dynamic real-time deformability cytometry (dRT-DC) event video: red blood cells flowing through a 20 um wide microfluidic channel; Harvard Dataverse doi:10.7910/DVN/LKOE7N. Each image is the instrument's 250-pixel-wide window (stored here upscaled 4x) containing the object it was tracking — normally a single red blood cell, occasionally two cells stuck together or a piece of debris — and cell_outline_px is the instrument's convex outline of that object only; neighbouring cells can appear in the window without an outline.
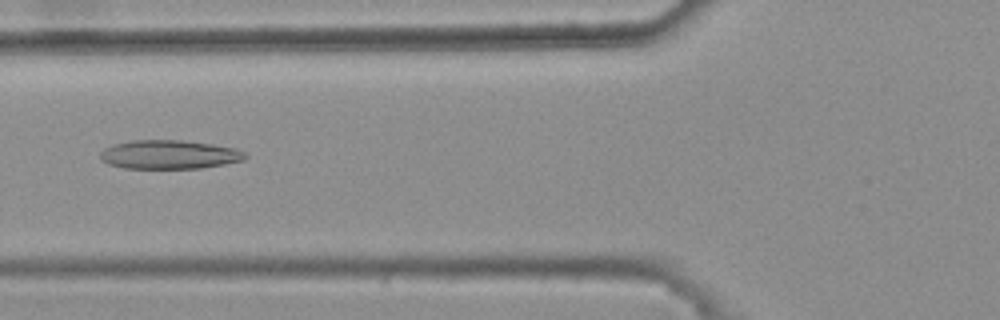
{"species": "common noctule bat (a hibernating species)", "species_latin": "Nyctalus noctula", "temperature_condition": "warm", "stored_images_in_passage": 35, "camera_frame_rate_fps": 3000, "um_per_image_px": 0.085, "animal": {"sex": "female", "body_mass_g": 25.1}, "frame": {"image": 1, "passage_image": 8, "time_ms": 2.333, "image_size_px": [1000, 320], "cell_outline_px": [[248, 156], [244, 160], [224, 164], [200, 168], [124, 168], [108, 164], [100, 160], [100, 152], [104, 148], [112, 144], [132, 140], [180, 140], [212, 144], [236, 148], [244, 152]], "centroid_in_image_um": [14.36, 13.13], "position_along_channel_um": 111.4, "area_um2": 24.45}}
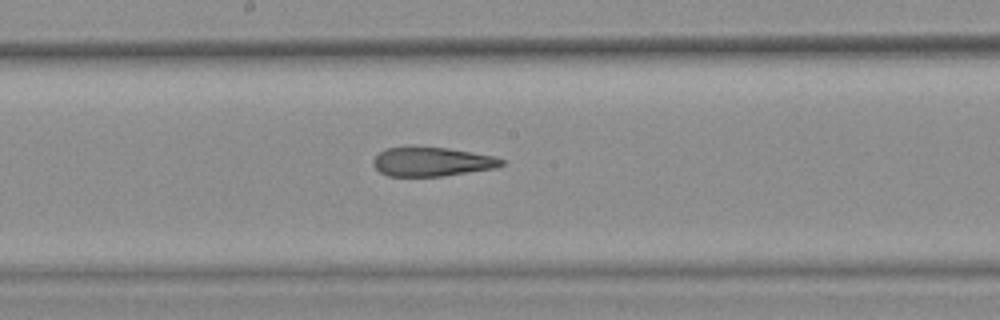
{"frame": {"image": 2, "passage_image": 16, "time_ms": 5.0, "image_size_px": [1000, 320], "cell_outline_px": [[504, 164], [496, 168], [444, 176], [388, 176], [380, 172], [372, 164], [372, 160], [380, 152], [388, 148], [448, 148], [496, 156], [504, 160]], "centroid_in_image_um": [36.75, 13.76], "position_along_channel_um": 211.4, "area_um2": 21.5}}
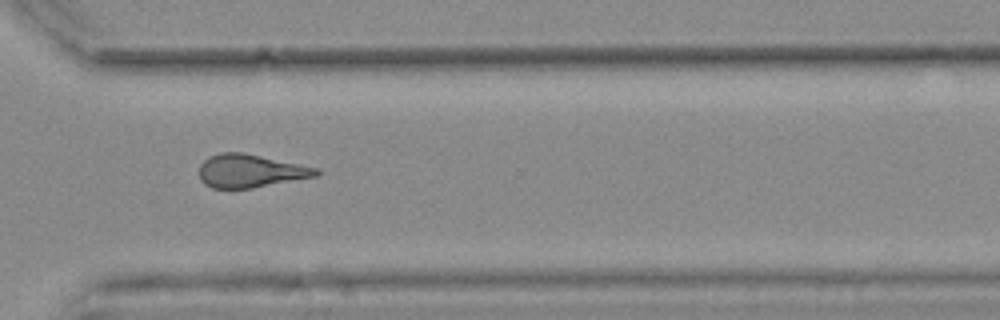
{"frame": {"image": 3, "passage_image": 27, "time_ms": 8.667, "image_size_px": [1000, 320], "cell_outline_px": [[320, 172], [316, 176], [252, 188], [212, 188], [204, 184], [200, 180], [200, 164], [208, 156], [220, 152], [244, 152], [316, 168]], "centroid_in_image_um": [21.22, 14.52], "position_along_channel_um": 349.4, "area_um2": 22.43}, "authors_computed_cell_mechanics": {"area_um2": 22.831, "velocity_mm_per_s": 3.7567, "shape_relaxation_time_tau1_ms": null, "shape_relaxation_time_tau2_ms": 4.4991, "deformation_change_tau1": null, "deformation_change_tau2": 0.1699}}